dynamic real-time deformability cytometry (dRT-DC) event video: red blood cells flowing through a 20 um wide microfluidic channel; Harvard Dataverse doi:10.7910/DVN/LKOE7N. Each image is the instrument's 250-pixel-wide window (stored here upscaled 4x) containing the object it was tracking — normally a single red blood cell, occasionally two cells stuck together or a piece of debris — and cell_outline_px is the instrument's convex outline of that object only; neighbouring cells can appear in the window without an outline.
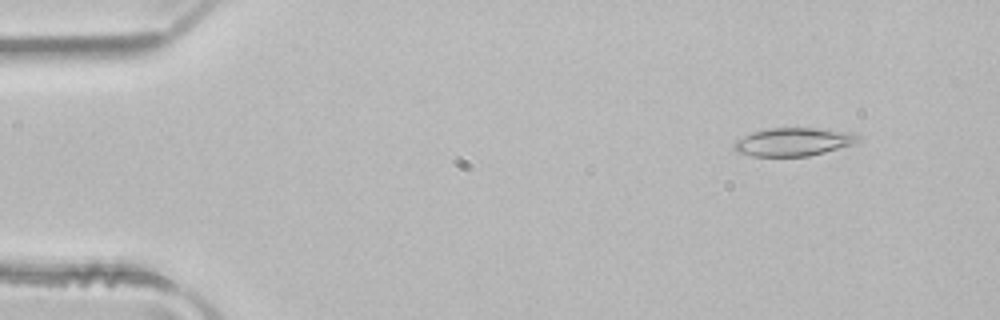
{"species": "common noctule bat (a hibernating species)", "species_latin": "Nyctalus noctula", "temperature_condition": "room temperature", "stored_images_in_passage": 2, "camera_frame_rate_fps": 3000, "um_per_image_px": 0.085, "animal": {"sex": "male", "body_mass_g": 21.5, "forearm_length_mm": 52.0}, "frame": {"image": 1, "passage_image": 1, "time_ms": 0.0, "image_size_px": [1000, 320], "cell_outline_px": [[860, 140], [852, 144], [824, 152], [808, 156], [752, 156], [736, 152], [732, 148], [732, 144], [736, 140], [752, 132], [768, 128], [828, 128], [856, 132], [860, 136]], "centroid_in_image_um": [67.45, 12.04], "position_along_channel_um": 17.5, "area_um2": 20.69}}